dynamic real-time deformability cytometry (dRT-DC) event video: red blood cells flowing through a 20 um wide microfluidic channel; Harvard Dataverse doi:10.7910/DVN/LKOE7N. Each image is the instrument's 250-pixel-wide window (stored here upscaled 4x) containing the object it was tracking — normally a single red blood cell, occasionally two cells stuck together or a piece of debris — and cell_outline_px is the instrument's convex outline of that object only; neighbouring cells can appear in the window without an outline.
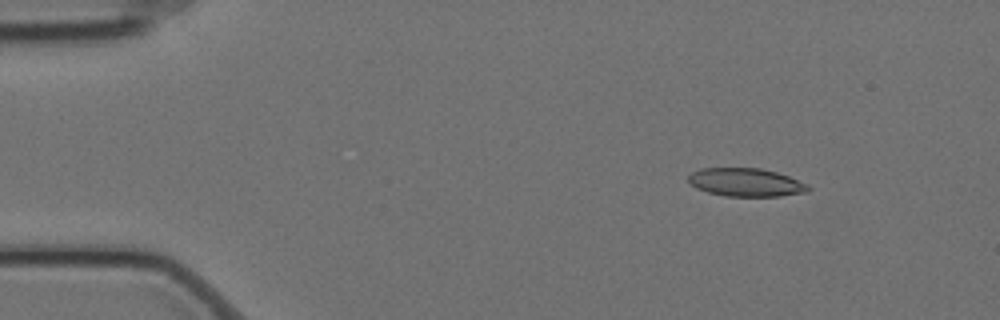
{"species": "Egyptian fruit bat (a non-hibernating species)", "species_latin": "Rousettus aegyptiacus", "temperature_condition": "cold", "stored_images_in_passage": 7, "camera_frame_rate_fps": 3000, "um_per_image_px": 0.085, "animal": {"sex": "female"}, "frame": {"image": 1, "passage_image": 2, "time_ms": 0.333, "image_size_px": [1000, 320], "cell_outline_px": [[812, 188], [808, 192], [780, 196], [724, 196], [708, 192], [696, 188], [688, 180], [688, 176], [692, 172], [700, 168], [760, 168], [776, 172], [788, 176], [808, 184]], "centroid_in_image_um": [63.42, 15.5], "position_along_channel_um": 21.6, "area_um2": 19.77}}
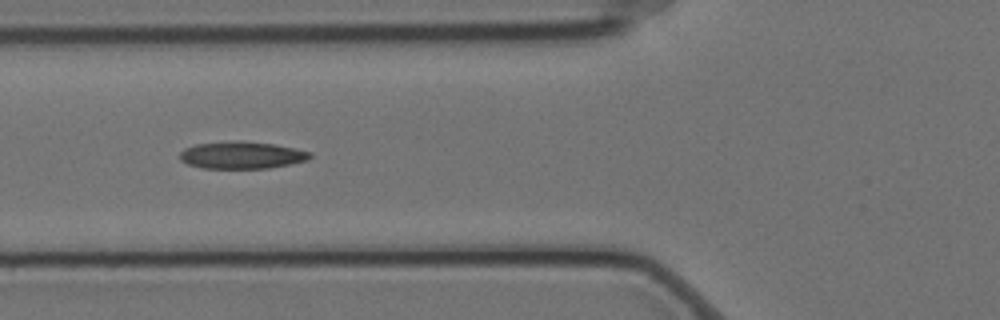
{"frame": {"image": 2, "passage_image": 6, "time_ms": 1.667, "image_size_px": [1000, 320], "cell_outline_px": [[312, 156], [308, 160], [268, 168], [200, 168], [188, 164], [180, 160], [180, 152], [184, 148], [196, 144], [232, 140], [236, 140], [276, 144], [296, 148], [312, 152]], "centroid_in_image_um": [20.55, 13.17], "position_along_channel_um": 105.3, "area_um2": 20.81}}
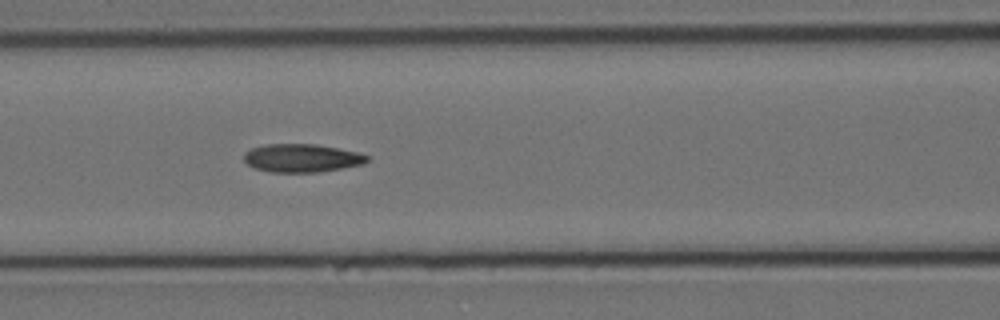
{"frame": {"image": 3, "passage_image": 7, "time_ms": 2.0, "image_size_px": [1000, 320], "cell_outline_px": [[368, 160], [364, 164], [320, 172], [268, 172], [256, 168], [248, 164], [244, 160], [244, 152], [252, 148], [264, 144], [316, 144], [356, 152], [368, 156]], "centroid_in_image_um": [25.63, 13.44], "position_along_channel_um": 141.0, "area_um2": 20.17}}